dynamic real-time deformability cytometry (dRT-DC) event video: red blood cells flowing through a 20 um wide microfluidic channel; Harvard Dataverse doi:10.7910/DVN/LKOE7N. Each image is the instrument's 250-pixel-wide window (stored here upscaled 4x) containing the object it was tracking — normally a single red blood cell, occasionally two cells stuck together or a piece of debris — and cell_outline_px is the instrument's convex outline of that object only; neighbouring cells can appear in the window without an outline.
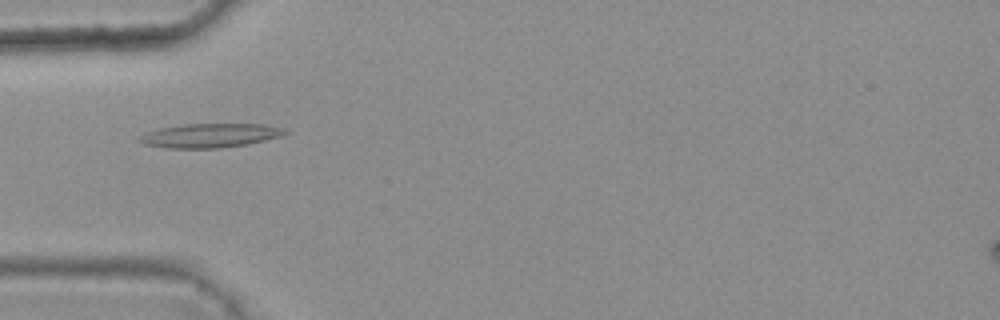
{"species": "common noctule bat (a hibernating species)", "species_latin": "Nyctalus noctula", "temperature_condition": "warm", "stored_images_in_passage": 6, "camera_frame_rate_fps": 3000, "um_per_image_px": 0.085, "animal": {"sex": "female", "body_mass_g": 25.1}, "frame": {"image": 1, "passage_image": 4, "time_ms": 1.0, "image_size_px": [1000, 320], "cell_outline_px": [[288, 132], [280, 136], [248, 144], [220, 148], [164, 148], [144, 144], [136, 140], [136, 136], [144, 132], [160, 128], [184, 124], [264, 124], [284, 128]], "centroid_in_image_um": [17.77, 11.52], "position_along_channel_um": 67.2, "area_um2": 20.58}}
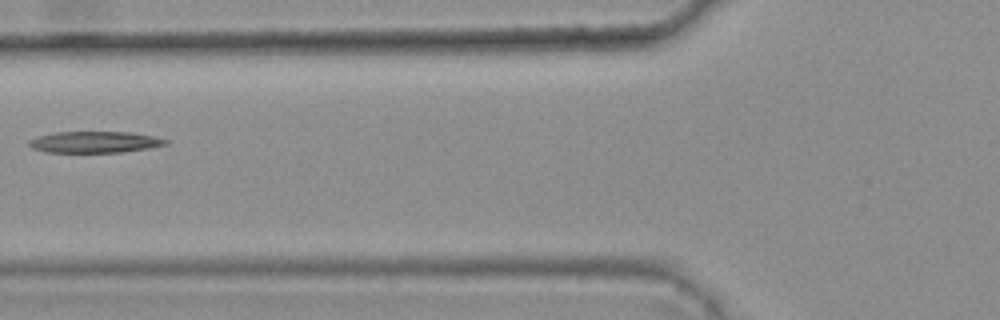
{"frame": {"image": 2, "passage_image": 5, "time_ms": 1.333, "image_size_px": [1000, 320], "cell_outline_px": [[168, 144], [148, 148], [120, 152], [44, 152], [32, 148], [28, 144], [28, 140], [40, 136], [56, 132], [132, 132], [156, 136], [168, 140]], "centroid_in_image_um": [8.07, 12.07], "position_along_channel_um": 117.7, "area_um2": 16.99}}
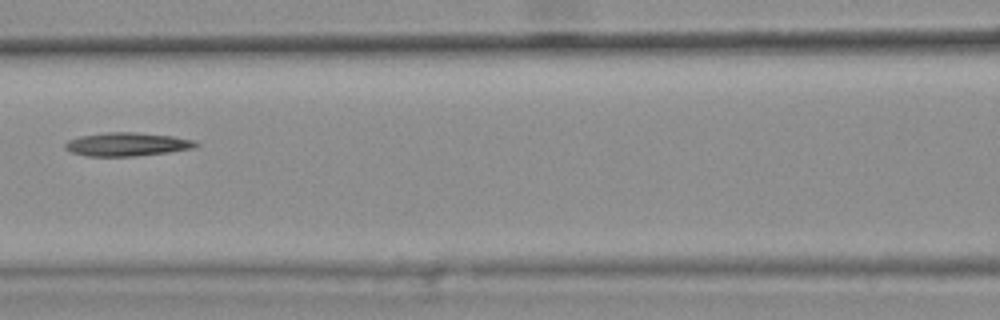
{"frame": {"image": 3, "passage_image": 6, "time_ms": 1.667, "image_size_px": [1000, 320], "cell_outline_px": [[200, 144], [196, 148], [168, 152], [136, 156], [84, 156], [72, 152], [64, 148], [64, 144], [68, 140], [80, 136], [104, 132], [136, 132], [172, 136], [196, 140]], "centroid_in_image_um": [10.82, 12.26], "position_along_channel_um": 155.8, "area_um2": 18.09}}